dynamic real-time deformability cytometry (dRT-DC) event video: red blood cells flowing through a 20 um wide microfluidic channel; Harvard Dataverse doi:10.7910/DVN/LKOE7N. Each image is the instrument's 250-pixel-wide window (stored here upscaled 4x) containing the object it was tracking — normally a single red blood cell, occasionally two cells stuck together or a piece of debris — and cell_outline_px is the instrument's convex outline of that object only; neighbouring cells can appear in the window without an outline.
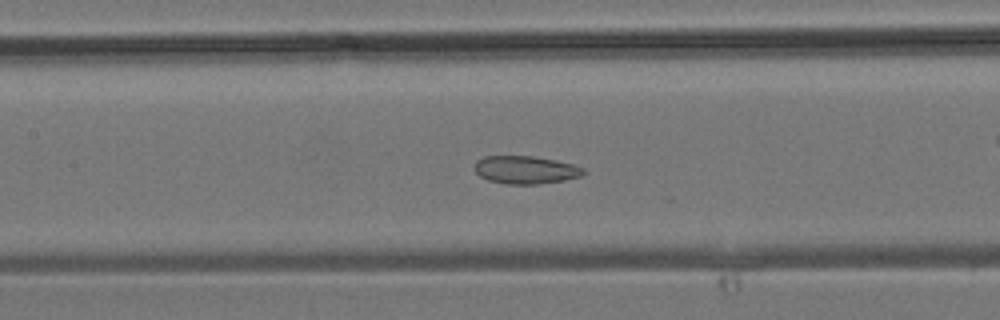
{"species": "common noctule bat (a hibernating species)", "species_latin": "Nyctalus noctula", "temperature_condition": "room temperature", "stored_images_in_passage": 38, "camera_frame_rate_fps": 3000, "um_per_image_px": 0.085, "animal": {"sex": "male", "body_mass_g": 19.2, "forearm_length_mm": 51.8}, "frame": {"image": 1, "passage_image": 17, "time_ms": 5.333, "image_size_px": [1000, 320], "cell_outline_px": [[584, 176], [564, 180], [536, 184], [508, 184], [488, 180], [480, 176], [476, 172], [476, 160], [484, 156], [532, 156], [556, 160], [572, 164], [584, 168]], "centroid_in_image_um": [44.69, 14.43], "position_along_channel_um": 162.7, "area_um2": 17.63}}
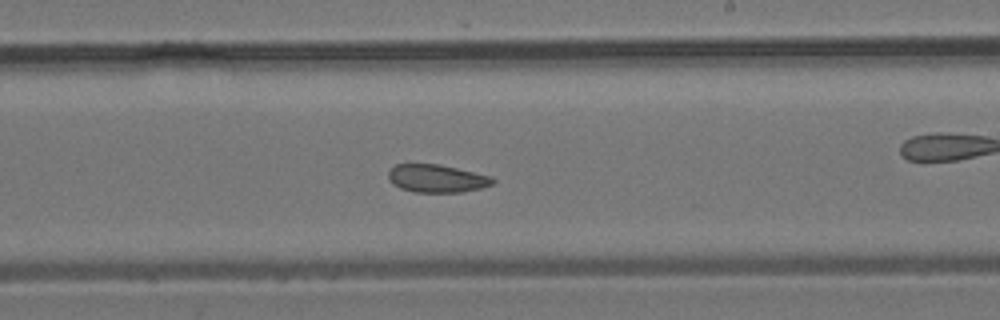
{"frame": {"image": 2, "passage_image": 22, "time_ms": 7.0, "image_size_px": [1000, 320], "cell_outline_px": [[496, 180], [492, 184], [480, 188], [460, 192], [412, 192], [400, 188], [392, 184], [388, 180], [388, 172], [396, 164], [440, 164], [492, 176]], "centroid_in_image_um": [37.11, 15.17], "position_along_channel_um": 251.9, "area_um2": 17.05}}